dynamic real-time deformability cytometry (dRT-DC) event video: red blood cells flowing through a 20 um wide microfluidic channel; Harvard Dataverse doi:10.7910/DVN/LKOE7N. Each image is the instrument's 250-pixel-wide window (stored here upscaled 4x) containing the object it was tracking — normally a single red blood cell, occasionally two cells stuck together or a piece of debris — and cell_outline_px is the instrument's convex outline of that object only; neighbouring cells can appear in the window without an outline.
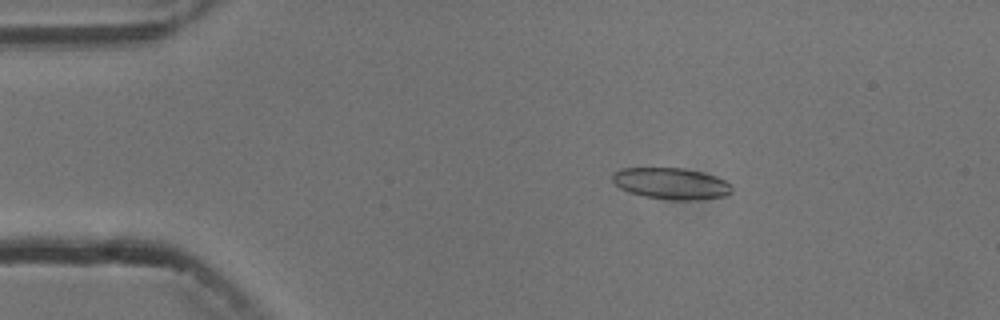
{"species": "common noctule bat (a hibernating species)", "species_latin": "Nyctalus noctula", "temperature_condition": "cold", "stored_images_in_passage": 6, "camera_frame_rate_fps": 3000, "um_per_image_px": 0.085, "animal": {"sex": "male", "body_mass_g": 13.3}, "frame": {"image": 1, "passage_image": 3, "time_ms": 2.333, "image_size_px": [1000, 320], "cell_outline_px": [[732, 192], [724, 196], [692, 200], [676, 200], [644, 196], [628, 192], [620, 188], [612, 180], [612, 172], [620, 168], [684, 168], [716, 176], [732, 184]], "centroid_in_image_um": [57.03, 15.59], "position_along_channel_um": 28.0, "area_um2": 21.85}}
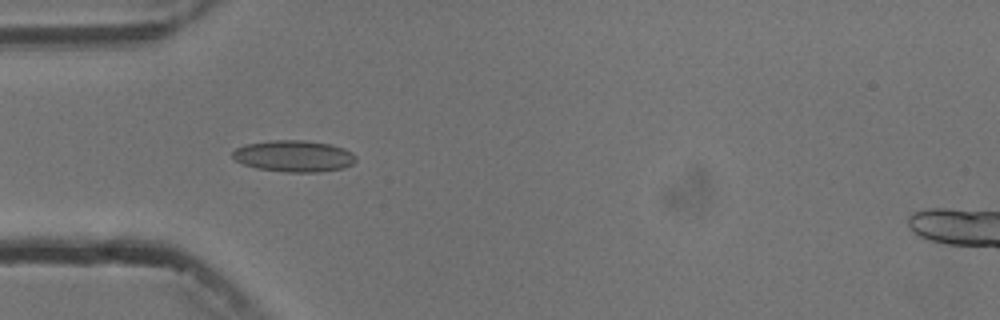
{"frame": {"image": 2, "passage_image": 5, "time_ms": 4.667, "image_size_px": [1000, 320], "cell_outline_px": [[356, 160], [352, 164], [344, 168], [320, 172], [288, 172], [256, 168], [244, 164], [236, 160], [232, 156], [232, 152], [236, 148], [244, 144], [272, 140], [304, 140], [332, 144], [344, 148], [352, 152], [356, 156]], "centroid_in_image_um": [25.0, 13.26], "position_along_channel_um": 60.0, "area_um2": 22.77}}
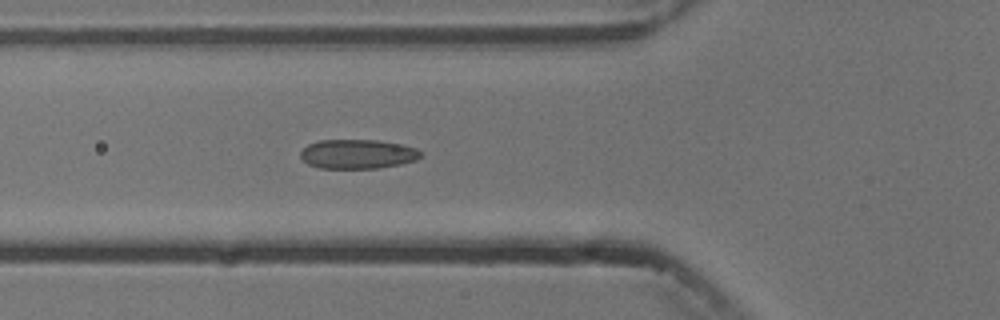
{"frame": {"image": 3, "passage_image": 6, "time_ms": 5.667, "image_size_px": [1000, 320], "cell_outline_px": [[420, 156], [416, 160], [400, 164], [380, 168], [320, 168], [308, 164], [300, 156], [300, 152], [308, 144], [320, 140], [380, 140], [404, 144], [416, 148], [420, 152]], "centroid_in_image_um": [30.41, 13.09], "position_along_channel_um": 95.4, "area_um2": 20.58}}